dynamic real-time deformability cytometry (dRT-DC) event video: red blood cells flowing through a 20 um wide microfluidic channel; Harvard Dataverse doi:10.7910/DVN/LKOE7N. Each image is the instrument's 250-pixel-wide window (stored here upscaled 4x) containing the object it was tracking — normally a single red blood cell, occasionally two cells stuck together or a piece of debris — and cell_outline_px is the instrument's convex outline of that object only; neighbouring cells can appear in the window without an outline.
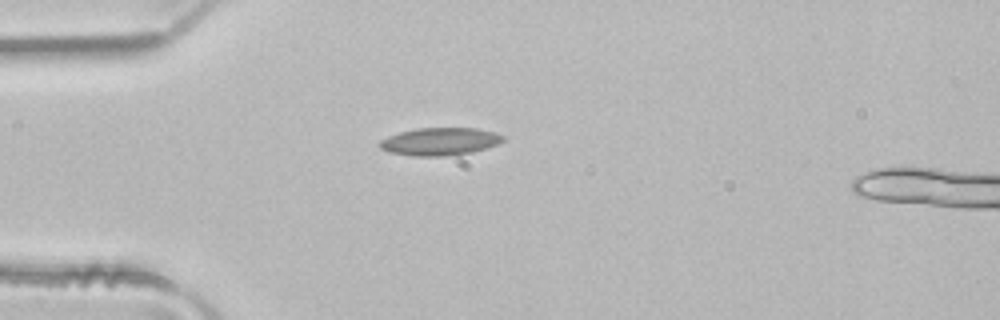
{"species": "common noctule bat (a hibernating species)", "species_latin": "Nyctalus noctula", "temperature_condition": "room temperature", "stored_images_in_passage": 2, "camera_frame_rate_fps": 3000, "um_per_image_px": 0.085, "animal": {"sex": "male", "body_mass_g": 21.5, "forearm_length_mm": 52.0}, "frame": {"image": 1, "passage_image": 1, "time_ms": 0.0, "image_size_px": [1000, 320], "cell_outline_px": [[504, 140], [488, 148], [472, 152], [444, 156], [412, 156], [388, 152], [380, 148], [380, 140], [388, 136], [400, 132], [416, 128], [476, 128], [496, 132], [504, 136]], "centroid_in_image_um": [37.39, 12.03], "position_along_channel_um": 47.6, "area_um2": 19.94}}